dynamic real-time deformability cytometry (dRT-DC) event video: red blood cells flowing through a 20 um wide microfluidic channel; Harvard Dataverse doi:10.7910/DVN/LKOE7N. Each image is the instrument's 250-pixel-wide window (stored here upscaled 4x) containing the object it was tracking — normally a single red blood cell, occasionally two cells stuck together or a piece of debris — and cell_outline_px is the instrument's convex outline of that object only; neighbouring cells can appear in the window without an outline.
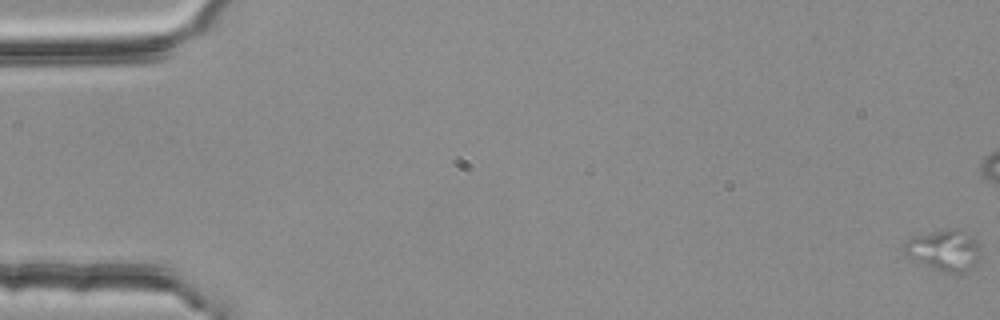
{"species": "common noctule bat (a hibernating species)", "species_latin": "Nyctalus noctula", "temperature_condition": "room temperature", "stored_images_in_passage": 3, "camera_frame_rate_fps": 3000, "um_per_image_px": 0.085, "animal": {"sex": "female", "body_mass_g": 25.1}, "frame": {"image": 1, "passage_image": 3, "time_ms": 0.667, "image_size_px": [1000, 320], "cell_outline_px": [[980, 256], [976, 264], [964, 272], [948, 272], [932, 268], [908, 256], [904, 252], [904, 244], [912, 236], [952, 228], [956, 228], [980, 240]], "centroid_in_image_um": [80.31, 21.25], "position_along_channel_um": 4.7, "area_um2": 18.09}}